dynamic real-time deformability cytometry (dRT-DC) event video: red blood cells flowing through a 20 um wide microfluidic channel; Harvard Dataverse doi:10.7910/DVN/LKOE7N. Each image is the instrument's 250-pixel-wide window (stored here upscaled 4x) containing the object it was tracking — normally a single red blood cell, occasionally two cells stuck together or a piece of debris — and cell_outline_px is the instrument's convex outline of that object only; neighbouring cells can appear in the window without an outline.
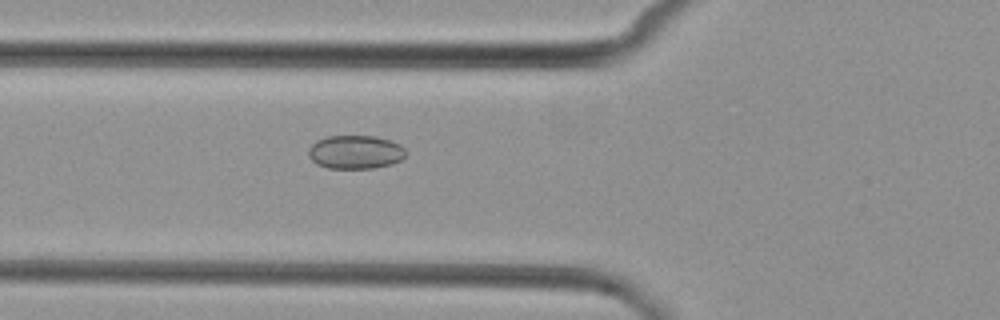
{"species": "common noctule bat (a hibernating species)", "species_latin": "Nyctalus noctula", "temperature_condition": "cold", "stored_images_in_passage": 6, "camera_frame_rate_fps": 3000, "um_per_image_px": 0.085, "animal": {"sex": "female", "body_mass_g": 29.2, "forearm_length_mm": 56.3}, "frame": {"image": 1, "passage_image": 6, "time_ms": 6.667, "image_size_px": [1000, 320], "cell_outline_px": [[408, 152], [400, 160], [392, 164], [372, 168], [328, 168], [316, 164], [308, 156], [308, 148], [316, 140], [328, 136], [376, 136], [392, 140], [400, 144]], "centroid_in_image_um": [30.21, 12.92], "position_along_channel_um": 95.6, "area_um2": 19.25}}